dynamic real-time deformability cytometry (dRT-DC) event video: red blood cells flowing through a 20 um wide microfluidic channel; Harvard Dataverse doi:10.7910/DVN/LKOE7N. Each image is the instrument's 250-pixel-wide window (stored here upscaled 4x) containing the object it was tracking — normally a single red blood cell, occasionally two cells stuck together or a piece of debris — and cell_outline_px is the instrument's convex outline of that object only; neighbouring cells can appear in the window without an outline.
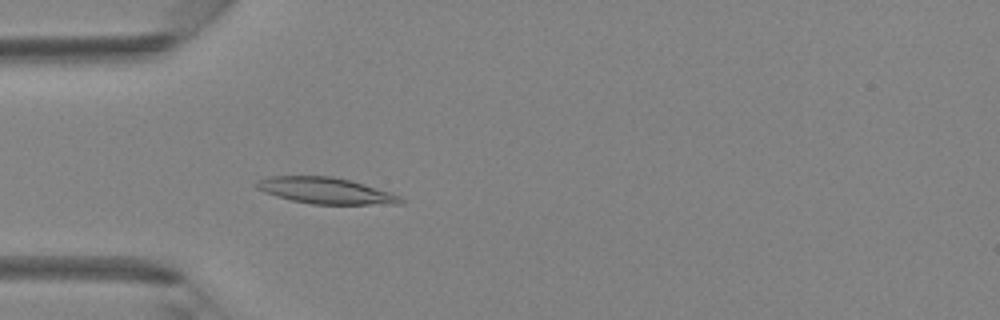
{"species": "Egyptian fruit bat (a non-hibernating species)", "species_latin": "Rousettus aegyptiacus", "temperature_condition": "room temperature", "stored_images_in_passage": 37, "camera_frame_rate_fps": 3000, "um_per_image_px": 0.085, "animal": {"sex": "female"}, "frame": {"image": 1, "passage_image": 7, "time_ms": 2.0, "image_size_px": [1000, 320], "cell_outline_px": [[404, 200], [400, 204], [312, 204], [292, 200], [276, 196], [264, 192], [256, 188], [252, 184], [268, 176], [332, 176], [364, 184], [400, 196]], "centroid_in_image_um": [27.63, 16.2], "position_along_channel_um": 57.4, "area_um2": 21.85}}
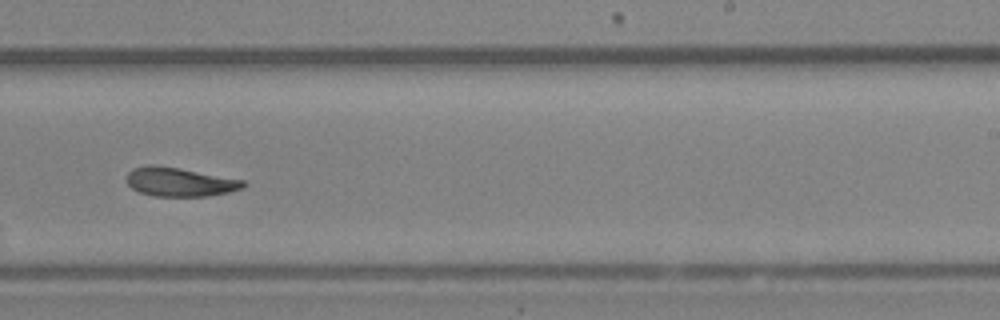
{"frame": {"image": 2, "passage_image": 21, "time_ms": 6.667, "image_size_px": [1000, 320], "cell_outline_px": [[248, 184], [244, 188], [228, 192], [208, 196], [152, 196], [140, 192], [132, 188], [124, 180], [128, 172], [132, 168], [148, 164], [152, 164], [180, 168], [244, 180]], "centroid_in_image_um": [15.25, 15.46], "position_along_channel_um": 273.7, "area_um2": 19.88}}
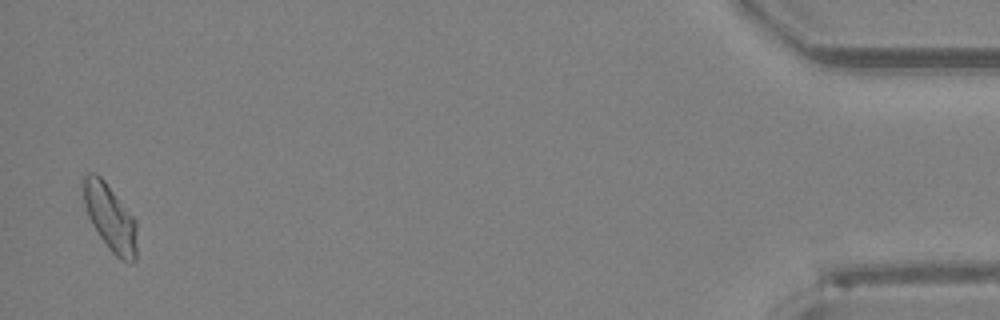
{"frame": {"image": 3, "passage_image": 36, "time_ms": 11.667, "image_size_px": [1000, 320], "cell_outline_px": [[136, 260], [120, 260], [108, 248], [92, 224], [88, 216], [84, 204], [84, 176], [88, 172], [96, 172], [104, 180], [136, 220]], "centroid_in_image_um": [9.36, 18.48], "position_along_channel_um": 425.8, "area_um2": 20.4}}